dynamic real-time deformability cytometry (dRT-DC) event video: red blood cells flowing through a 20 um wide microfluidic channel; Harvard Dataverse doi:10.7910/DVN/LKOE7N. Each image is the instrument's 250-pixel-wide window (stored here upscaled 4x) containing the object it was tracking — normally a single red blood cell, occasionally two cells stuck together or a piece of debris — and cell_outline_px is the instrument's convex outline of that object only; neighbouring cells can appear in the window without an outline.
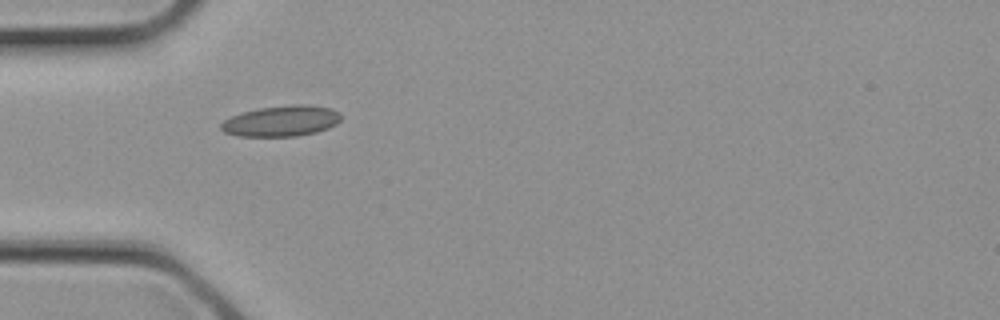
{"species": "common noctule bat (a hibernating species)", "species_latin": "Nyctalus noctula", "temperature_condition": "cold", "stored_images_in_passage": 1, "camera_frame_rate_fps": 3000, "um_per_image_px": 0.085, "animal": {"sex": "female", "body_mass_g": 21.9}, "frame": {"image": 1, "passage_image": 1, "time_ms": 0.0, "image_size_px": [1000, 320], "cell_outline_px": [[340, 120], [336, 124], [328, 128], [316, 132], [296, 136], [240, 136], [224, 132], [220, 128], [220, 124], [224, 120], [240, 112], [260, 108], [292, 104], [308, 104], [332, 108], [340, 112]], "centroid_in_image_um": [23.93, 10.27], "position_along_channel_um": 61.1, "area_um2": 21.62}}